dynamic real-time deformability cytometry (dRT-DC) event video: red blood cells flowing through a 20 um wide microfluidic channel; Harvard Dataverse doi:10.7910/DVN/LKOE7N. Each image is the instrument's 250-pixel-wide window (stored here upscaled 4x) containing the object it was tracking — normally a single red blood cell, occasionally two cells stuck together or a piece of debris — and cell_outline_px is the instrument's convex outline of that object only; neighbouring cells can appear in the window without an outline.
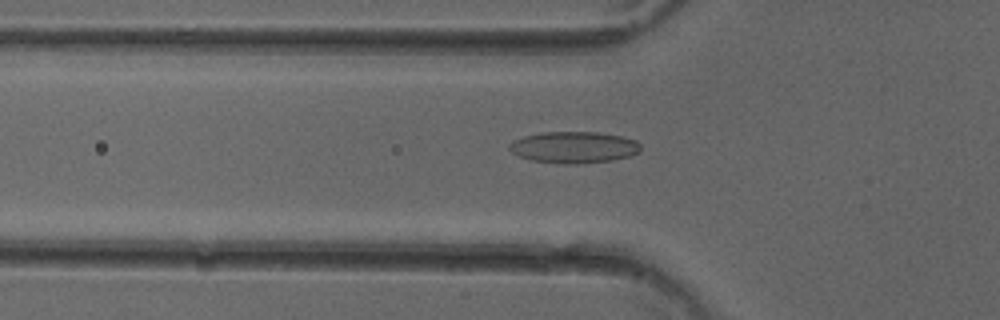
{"species": "common noctule bat (a hibernating species)", "species_latin": "Nyctalus noctula", "temperature_condition": "cold", "stored_images_in_passage": 45, "camera_frame_rate_fps": 3000, "um_per_image_px": 0.085, "animal": {"sex": "female"}, "frame": {"image": 1, "passage_image": 11, "time_ms": 3.333, "image_size_px": [1000, 320], "cell_outline_px": [[640, 152], [628, 156], [612, 160], [576, 164], [564, 164], [532, 160], [520, 156], [512, 152], [508, 148], [508, 144], [512, 140], [524, 136], [540, 132], [596, 132], [620, 136], [636, 140], [640, 144]], "centroid_in_image_um": [48.75, 12.51], "position_along_channel_um": 77.0, "area_um2": 24.1}}
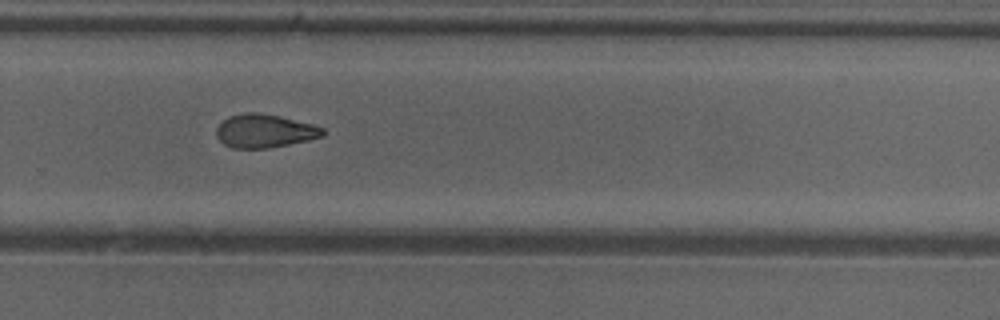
{"frame": {"image": 2, "passage_image": 28, "time_ms": 9.0, "image_size_px": [1000, 320], "cell_outline_px": [[324, 136], [308, 140], [268, 148], [232, 148], [224, 144], [216, 136], [216, 128], [228, 116], [244, 112], [260, 112], [280, 116], [312, 124], [324, 128]], "centroid_in_image_um": [22.48, 11.12], "position_along_channel_um": 307.3, "area_um2": 20.75}}
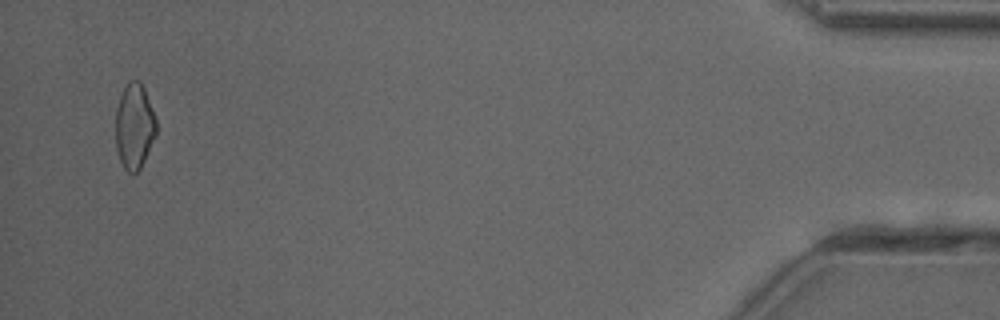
{"frame": {"image": 3, "passage_image": 43, "time_ms": 14.0, "image_size_px": [1000, 320], "cell_outline_px": [[156, 136], [140, 168], [136, 172], [128, 172], [124, 168], [120, 160], [116, 148], [116, 108], [120, 96], [128, 80], [140, 80], [144, 88], [156, 116]], "centroid_in_image_um": [11.43, 10.7], "position_along_channel_um": 423.8, "area_um2": 20.29}, "authors_computed_cell_mechanics": {"area_um2": 21.097, "velocity_mm_per_s": 4.0457, "shape_relaxation_time_tau1_ms": 7.6684, "shape_relaxation_time_tau2_ms": 3.6401, "deformation_change_tau1": 0.1578, "deformation_change_tau2": 0.1025}}